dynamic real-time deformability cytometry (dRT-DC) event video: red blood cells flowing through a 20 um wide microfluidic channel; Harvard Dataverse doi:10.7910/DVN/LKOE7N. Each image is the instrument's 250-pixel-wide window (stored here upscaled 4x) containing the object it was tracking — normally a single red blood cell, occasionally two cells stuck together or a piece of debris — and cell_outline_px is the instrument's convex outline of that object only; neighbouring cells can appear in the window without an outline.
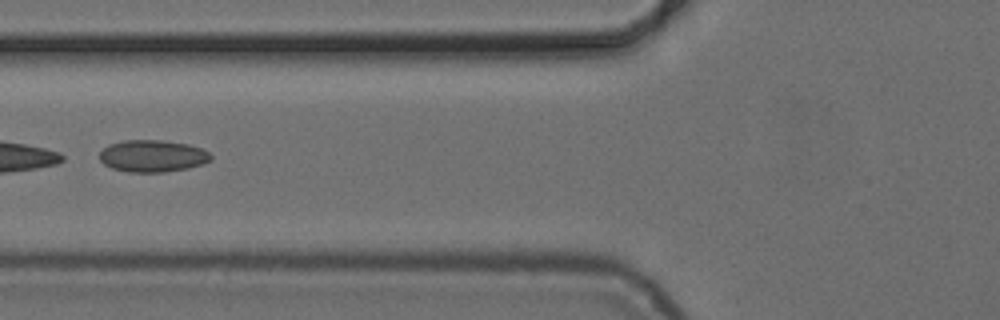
{"species": "common noctule bat (a hibernating species)", "species_latin": "Nyctalus noctula", "temperature_condition": "cold", "stored_images_in_passage": 2, "camera_frame_rate_fps": 3000, "um_per_image_px": 0.085, "animal": {"sex": "female", "body_mass_g": 24.6, "forearm_length_mm": 56.2}, "frame": {"image": 1, "passage_image": 2, "time_ms": 1.667, "image_size_px": [1000, 320], "cell_outline_px": [[212, 160], [204, 164], [188, 168], [164, 172], [128, 172], [112, 168], [104, 164], [100, 160], [100, 152], [108, 144], [124, 140], [160, 140], [188, 144], [200, 148], [208, 152], [212, 156]], "centroid_in_image_um": [12.97, 13.26], "position_along_channel_um": 112.8, "area_um2": 20.81}}